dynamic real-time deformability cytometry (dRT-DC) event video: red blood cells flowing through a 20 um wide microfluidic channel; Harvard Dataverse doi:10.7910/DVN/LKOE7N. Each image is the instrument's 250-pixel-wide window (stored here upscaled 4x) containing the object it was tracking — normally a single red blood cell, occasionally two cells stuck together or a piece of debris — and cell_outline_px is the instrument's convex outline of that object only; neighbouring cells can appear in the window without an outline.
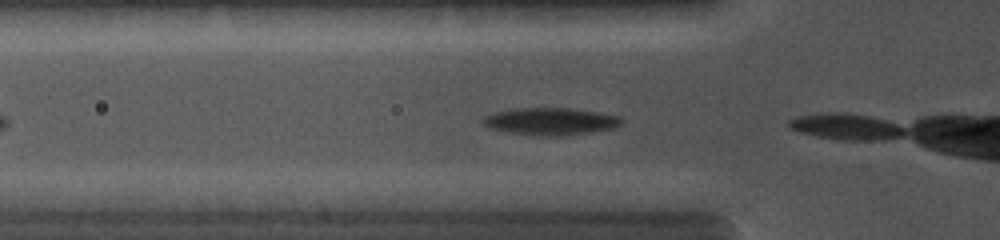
{"species": "common noctule bat (a hibernating species)", "species_latin": "Nyctalus noctula", "temperature_condition": "cold", "stored_images_in_passage": 3, "camera_frame_rate_fps": 5000, "um_per_image_px": 0.085, "animal": {"sex": "female", "body_mass_g": 19.0, "forearm_length_mm": 56.7}, "frame": {"image": 1, "passage_image": 2, "time_ms": 0.6, "image_size_px": [1000, 240], "cell_outline_px": [[624, 124], [612, 128], [588, 132], [560, 136], [540, 136], [512, 132], [488, 128], [480, 120], [484, 116], [496, 112], [516, 108], [568, 108], [596, 112], [620, 116], [624, 120]], "centroid_in_image_um": [46.8, 10.31], "position_along_channel_um": 79.0, "area_um2": 21.85}}